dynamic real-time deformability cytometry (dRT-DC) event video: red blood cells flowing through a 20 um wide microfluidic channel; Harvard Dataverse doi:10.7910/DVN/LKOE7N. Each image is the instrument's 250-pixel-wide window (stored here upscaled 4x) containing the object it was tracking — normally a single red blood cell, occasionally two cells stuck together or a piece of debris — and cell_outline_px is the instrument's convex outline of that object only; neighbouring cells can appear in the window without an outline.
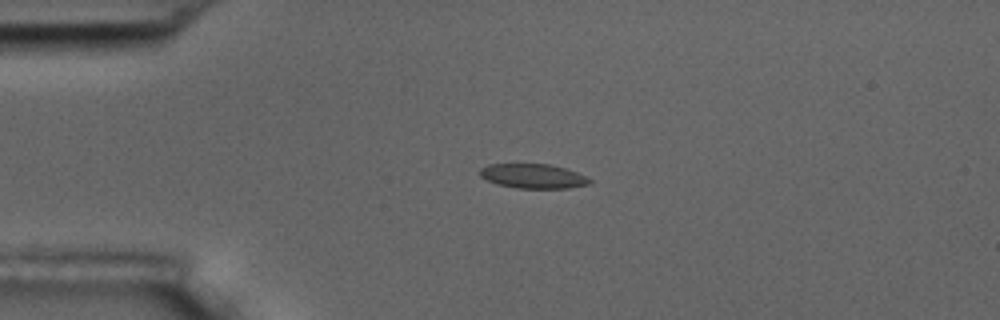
{"species": "common noctule bat (a hibernating species)", "species_latin": "Nyctalus noctula", "temperature_condition": "room temperature", "stored_images_in_passage": 5, "camera_frame_rate_fps": 3000, "um_per_image_px": 0.085, "animal": {"sex": "male", "body_mass_g": 17.5, "forearm_length_mm": 52.3}, "frame": {"image": 1, "passage_image": 3, "time_ms": 2.333, "image_size_px": [1000, 320], "cell_outline_px": [[592, 184], [568, 188], [516, 188], [496, 184], [480, 176], [480, 168], [488, 164], [552, 164], [576, 172], [592, 180]], "centroid_in_image_um": [45.31, 14.97], "position_along_channel_um": 39.7, "area_um2": 15.66}}